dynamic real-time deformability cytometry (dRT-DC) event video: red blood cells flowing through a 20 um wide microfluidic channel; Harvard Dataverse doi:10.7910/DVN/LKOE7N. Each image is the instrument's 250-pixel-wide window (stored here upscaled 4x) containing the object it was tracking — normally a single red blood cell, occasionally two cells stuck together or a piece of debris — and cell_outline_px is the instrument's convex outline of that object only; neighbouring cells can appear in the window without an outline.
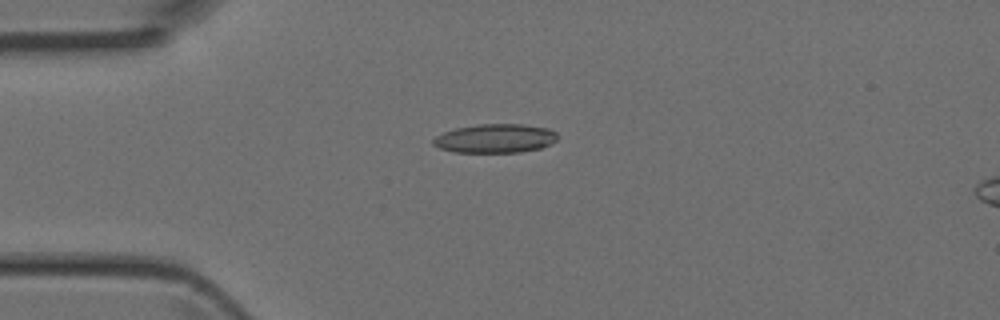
{"species": "Egyptian fruit bat (a non-hibernating species)", "species_latin": "Rousettus aegyptiacus", "temperature_condition": "room temperature", "stored_images_in_passage": 5, "camera_frame_rate_fps": 3000, "um_per_image_px": 0.085, "animal": {"sex": "female"}, "frame": {"image": 1, "passage_image": 4, "time_ms": 1.0, "image_size_px": [1000, 320], "cell_outline_px": [[556, 140], [552, 144], [540, 148], [520, 152], [452, 152], [440, 148], [432, 144], [432, 140], [436, 136], [444, 132], [456, 128], [480, 124], [524, 124], [548, 128], [556, 132]], "centroid_in_image_um": [42.1, 11.76], "position_along_channel_um": 42.9, "area_um2": 20.92}}